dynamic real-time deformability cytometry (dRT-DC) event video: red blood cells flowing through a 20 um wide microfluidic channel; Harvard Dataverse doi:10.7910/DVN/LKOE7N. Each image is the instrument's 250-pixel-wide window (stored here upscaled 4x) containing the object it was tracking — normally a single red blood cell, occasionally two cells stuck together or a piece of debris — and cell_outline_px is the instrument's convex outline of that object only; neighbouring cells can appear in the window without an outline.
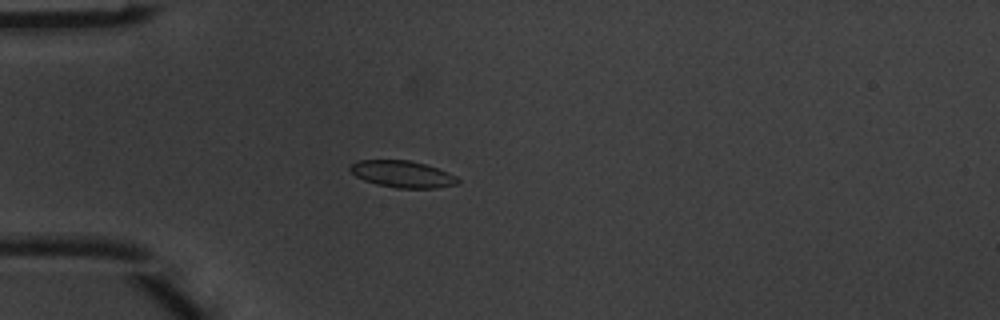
{"species": "common noctule bat (a hibernating species)", "species_latin": "Nyctalus noctula", "temperature_condition": "warm", "stored_images_in_passage": 4, "camera_frame_rate_fps": 3000, "um_per_image_px": 0.085, "animal": {"sex": "male", "body_mass_g": 20.1, "forearm_length_mm": 53.5}, "frame": {"image": 1, "passage_image": 4, "time_ms": 1.0, "image_size_px": [1000, 320], "cell_outline_px": [[460, 180], [456, 184], [436, 188], [396, 188], [376, 184], [364, 180], [356, 176], [348, 168], [352, 164], [360, 160], [408, 160], [424, 164], [448, 172], [456, 176]], "centroid_in_image_um": [34.2, 14.8], "position_along_channel_um": 50.8, "area_um2": 16.65}}